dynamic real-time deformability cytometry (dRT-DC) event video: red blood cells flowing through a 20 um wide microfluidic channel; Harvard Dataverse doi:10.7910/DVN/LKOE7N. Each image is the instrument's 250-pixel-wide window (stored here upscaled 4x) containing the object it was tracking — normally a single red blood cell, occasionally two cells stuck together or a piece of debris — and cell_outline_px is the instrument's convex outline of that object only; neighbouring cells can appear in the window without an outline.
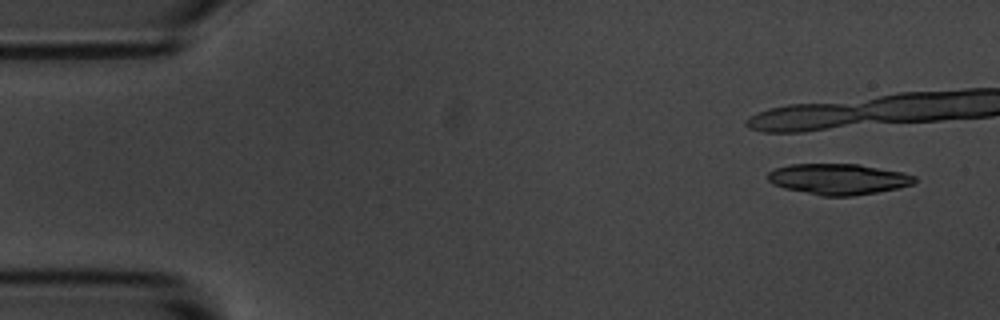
{"species": "common noctule bat (a hibernating species)", "species_latin": "Nyctalus noctula", "temperature_condition": "room temperature", "stored_images_in_passage": 12, "camera_frame_rate_fps": 3000, "um_per_image_px": 0.085, "animal": {"sex": "male", "body_mass_g": 20.1, "forearm_length_mm": 53.5}, "frame": {"image": 1, "passage_image": 3, "time_ms": 0.667, "image_size_px": [1000, 320], "cell_outline_px": [[916, 180], [912, 184], [900, 188], [852, 196], [820, 196], [784, 188], [772, 184], [768, 180], [768, 172], [776, 168], [788, 164], [856, 164], [904, 172], [916, 176]], "centroid_in_image_um": [71.25, 15.22], "position_along_channel_um": 13.7, "area_um2": 26.47}}